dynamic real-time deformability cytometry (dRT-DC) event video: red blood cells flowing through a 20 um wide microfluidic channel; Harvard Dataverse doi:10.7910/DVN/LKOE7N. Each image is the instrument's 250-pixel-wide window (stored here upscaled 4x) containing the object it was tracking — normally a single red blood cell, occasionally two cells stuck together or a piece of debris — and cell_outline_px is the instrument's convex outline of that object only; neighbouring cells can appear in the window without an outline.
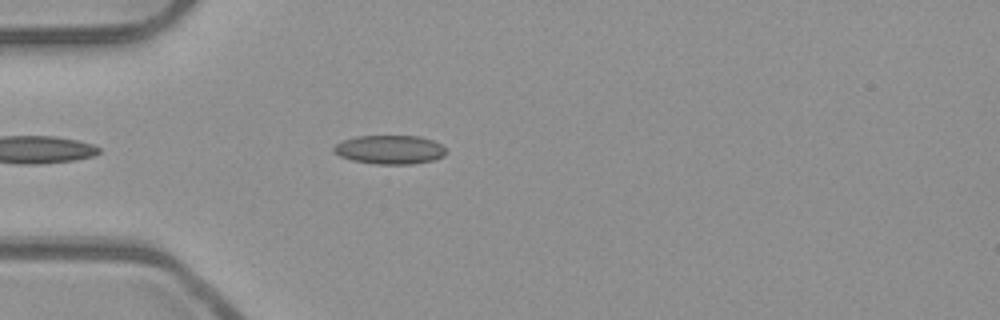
{"species": "common noctule bat (a hibernating species)", "species_latin": "Nyctalus noctula", "temperature_condition": "room temperature", "stored_images_in_passage": 38, "camera_frame_rate_fps": 3000, "um_per_image_px": 0.085, "animal": {"sex": "male", "body_mass_g": 23.1, "forearm_length_mm": 52.7}, "frame": {"image": 1, "passage_image": 4, "time_ms": 1.0, "image_size_px": [1000, 320], "cell_outline_px": [[448, 152], [444, 156], [432, 160], [412, 164], [376, 164], [352, 160], [340, 156], [332, 152], [332, 148], [336, 144], [344, 140], [356, 136], [420, 136], [432, 140], [440, 144]], "centroid_in_image_um": [33.12, 12.72], "position_along_channel_um": 51.9, "area_um2": 18.9}}
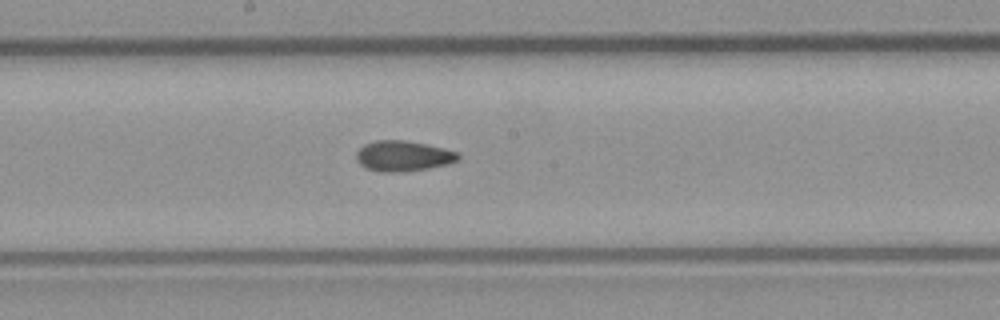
{"frame": {"image": 2, "passage_image": 17, "time_ms": 5.333, "image_size_px": [1000, 320], "cell_outline_px": [[460, 160], [448, 164], [428, 168], [404, 172], [380, 172], [364, 168], [356, 160], [356, 152], [364, 144], [376, 140], [404, 140], [444, 148], [456, 152], [460, 156]], "centroid_in_image_um": [34.24, 13.27], "position_along_channel_um": 214.0, "area_um2": 18.21}}
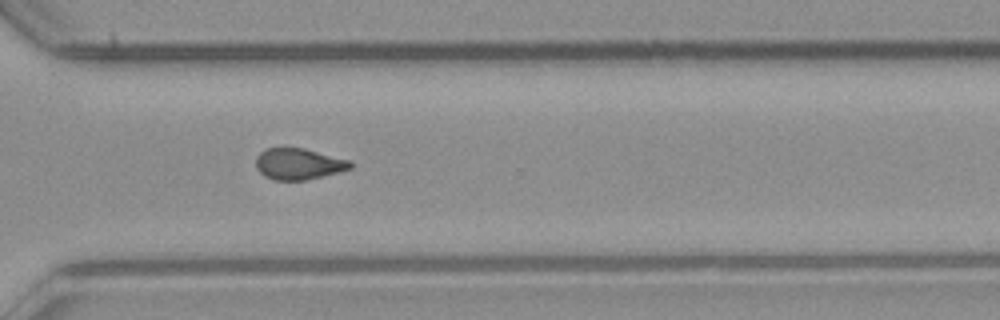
{"frame": {"image": 3, "passage_image": 27, "time_ms": 8.667, "image_size_px": [1000, 320], "cell_outline_px": [[352, 168], [304, 180], [272, 180], [264, 176], [256, 168], [256, 156], [264, 148], [284, 144], [304, 148], [352, 160]], "centroid_in_image_um": [25.32, 13.87], "position_along_channel_um": 345.3, "area_um2": 17.8}, "authors_computed_cell_mechanics": {"area_um2": 18.0625, "velocity_mm_per_s": 3.9546, "shape_relaxation_time_tau1_ms": null, "shape_relaxation_time_tau2_ms": 2.721, "deformation_change_tau1": null, "deformation_change_tau2": 0.0799}}